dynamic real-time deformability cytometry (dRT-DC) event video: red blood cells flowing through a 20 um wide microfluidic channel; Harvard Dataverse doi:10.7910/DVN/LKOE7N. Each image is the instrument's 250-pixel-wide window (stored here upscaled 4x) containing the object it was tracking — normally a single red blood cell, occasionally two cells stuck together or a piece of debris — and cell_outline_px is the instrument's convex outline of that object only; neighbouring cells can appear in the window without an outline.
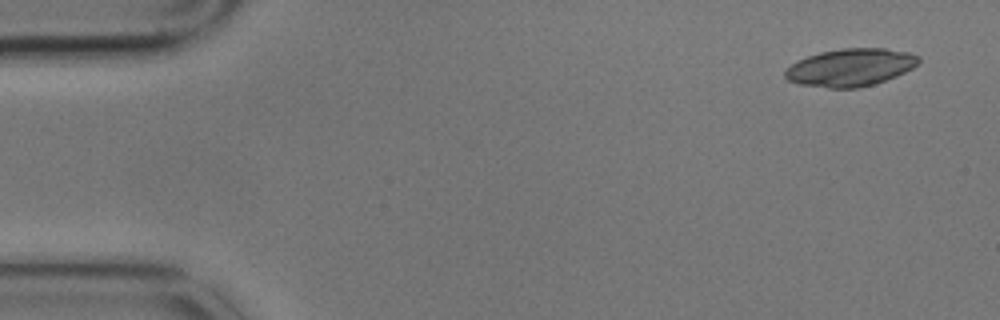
{"species": "common noctule bat (a hibernating species)", "species_latin": "Nyctalus noctula", "temperature_condition": "cold", "stored_images_in_passage": 4, "camera_frame_rate_fps": 3000, "um_per_image_px": 0.085, "animal": {"sex": "male", "body_mass_g": 17.9}, "frame": {"image": 1, "passage_image": 1, "time_ms": 0.0, "image_size_px": [1000, 320], "cell_outline_px": [[920, 60], [912, 68], [896, 76], [872, 84], [856, 88], [828, 88], [800, 84], [788, 80], [784, 76], [784, 72], [796, 60], [820, 52], [840, 48], [884, 48], [908, 52], [920, 56]], "centroid_in_image_um": [72.27, 5.72], "position_along_channel_um": 12.7, "area_um2": 29.13}}